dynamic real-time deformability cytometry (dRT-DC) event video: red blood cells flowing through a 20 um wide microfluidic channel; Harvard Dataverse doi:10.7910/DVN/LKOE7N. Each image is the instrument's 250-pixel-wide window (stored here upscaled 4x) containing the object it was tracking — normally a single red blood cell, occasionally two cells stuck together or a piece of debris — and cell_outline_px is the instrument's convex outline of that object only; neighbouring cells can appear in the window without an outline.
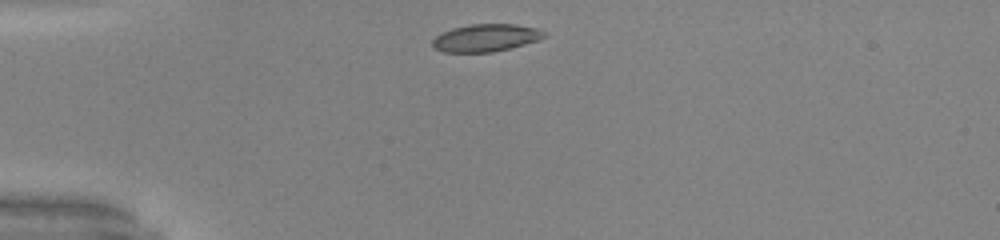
{"species": "common noctule bat (a hibernating species)", "species_latin": "Nyctalus noctula", "temperature_condition": "warm", "stored_images_in_passage": 30, "camera_frame_rate_fps": 3000, "um_per_image_px": 0.085, "animal": {"sex": "male", "body_mass_g": 20.0, "forearm_length_mm": 53.3}, "frame": {"image": 1, "passage_image": 1, "time_ms": 0.0, "image_size_px": [1000, 240], "cell_outline_px": [[548, 36], [540, 40], [492, 52], [444, 52], [432, 48], [432, 40], [440, 32], [452, 28], [472, 24], [516, 24], [536, 28], [544, 32]], "centroid_in_image_um": [41.27, 3.21], "position_along_channel_um": 43.7, "area_um2": 17.98}}
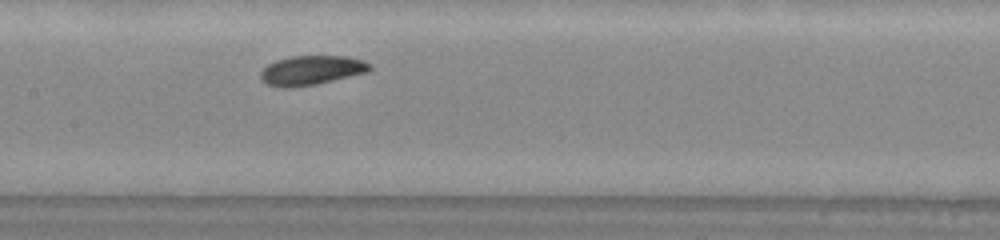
{"frame": {"image": 2, "passage_image": 14, "time_ms": 4.333, "image_size_px": [1000, 240], "cell_outline_px": [[372, 68], [368, 72], [316, 84], [292, 88], [280, 88], [268, 84], [260, 76], [260, 72], [268, 64], [276, 60], [292, 56], [348, 56], [364, 60], [372, 64]], "centroid_in_image_um": [26.5, 5.97], "position_along_channel_um": 180.9, "area_um2": 18.79}}
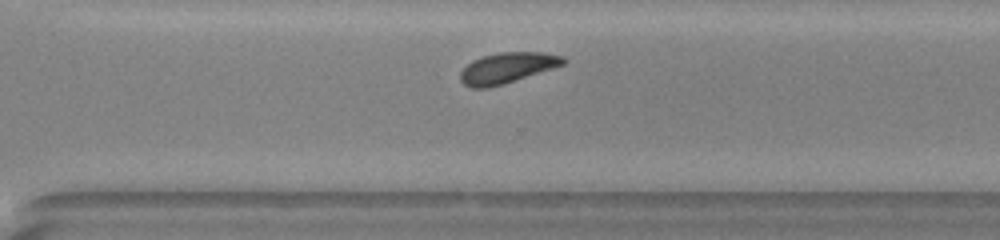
{"frame": {"image": 3, "passage_image": 25, "time_ms": 8.0, "image_size_px": [1000, 240], "cell_outline_px": [[568, 60], [564, 64], [504, 84], [488, 88], [472, 88], [464, 84], [460, 80], [460, 72], [472, 60], [484, 56], [500, 52], [544, 52], [564, 56]], "centroid_in_image_um": [43.12, 5.77], "position_along_channel_um": 327.5, "area_um2": 18.32}, "authors_computed_cell_mechanics": {"area_um2": 18.6983, "velocity_mm_per_s": 3.9949, "shape_relaxation_time_tau1_ms": 3.7928, "shape_relaxation_time_tau2_ms": null, "deformation_change_tau1": 0.0981, "deformation_change_tau2": null}}